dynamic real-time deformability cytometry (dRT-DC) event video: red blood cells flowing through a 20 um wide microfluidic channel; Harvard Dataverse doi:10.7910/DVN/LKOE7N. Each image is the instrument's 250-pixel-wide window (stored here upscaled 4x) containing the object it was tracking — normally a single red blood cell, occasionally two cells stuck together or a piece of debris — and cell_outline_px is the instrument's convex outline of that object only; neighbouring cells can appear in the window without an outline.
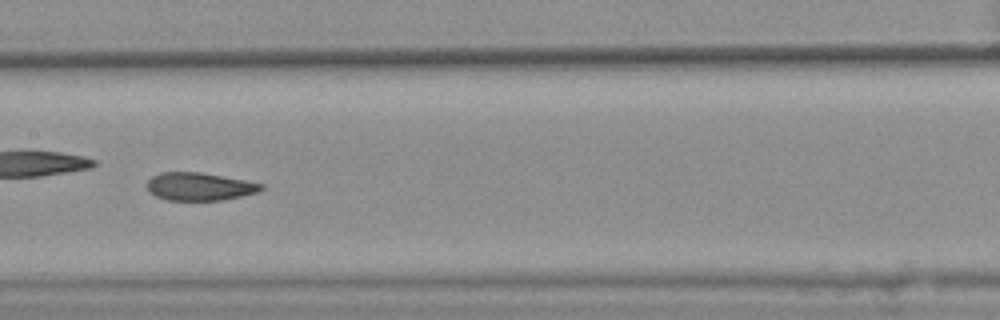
{"species": "common noctule bat (a hibernating species)", "species_latin": "Nyctalus noctula", "temperature_condition": "warm", "stored_images_in_passage": 50, "camera_frame_rate_fps": 3000, "um_per_image_px": 0.085, "animal": {"sex": "female", "body_mass_g": 25.1}, "frame": {"image": 1, "passage_image": 29, "time_ms": 9.333, "image_size_px": [1000, 320], "cell_outline_px": [[264, 188], [256, 192], [224, 200], [168, 200], [156, 196], [148, 192], [148, 180], [152, 176], [160, 172], [200, 172], [244, 180], [264, 184]], "centroid_in_image_um": [16.93, 15.85], "position_along_channel_um": 190.5, "area_um2": 18.44}, "authors_computed_cell_mechanics": {"area_um2": 20.0277, "velocity_mm_per_s": 3.6259, "shape_relaxation_time_tau1_ms": null, "shape_relaxation_time_tau2_ms": 2.2587, "deformation_change_tau1": null, "deformation_change_tau2": 0.0863}}